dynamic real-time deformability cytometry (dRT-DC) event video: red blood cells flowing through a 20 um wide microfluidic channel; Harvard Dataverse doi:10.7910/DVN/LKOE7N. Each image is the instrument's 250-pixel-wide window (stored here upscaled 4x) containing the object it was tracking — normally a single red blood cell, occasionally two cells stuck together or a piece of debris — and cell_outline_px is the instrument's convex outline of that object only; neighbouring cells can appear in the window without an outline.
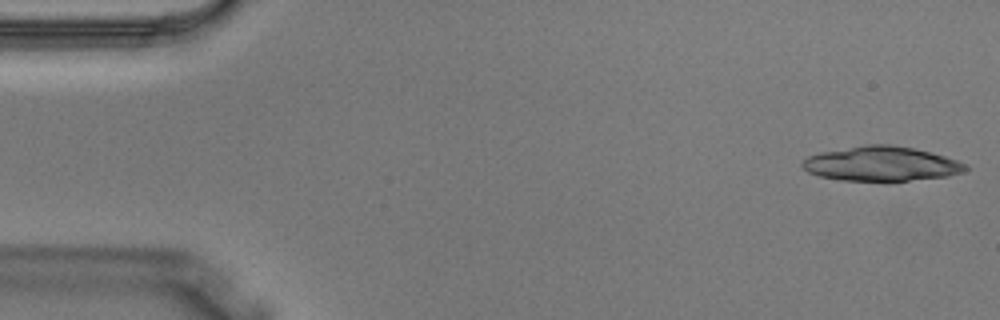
{"species": "Egyptian fruit bat (a non-hibernating species)", "species_latin": "Rousettus aegyptiacus", "temperature_condition": "warm", "stored_images_in_passage": 3, "camera_frame_rate_fps": 3000, "um_per_image_px": 0.085, "animal": {"sex": "male"}, "frame": {"image": 1, "passage_image": 1, "time_ms": 0.0, "image_size_px": [1000, 320], "cell_outline_px": [[968, 168], [960, 172], [948, 176], [888, 184], [840, 180], [820, 176], [808, 172], [800, 164], [808, 156], [820, 152], [864, 144], [892, 144], [916, 148], [944, 156], [968, 164]], "centroid_in_image_um": [74.91, 13.95], "position_along_channel_um": 10.1, "area_um2": 33.99}}